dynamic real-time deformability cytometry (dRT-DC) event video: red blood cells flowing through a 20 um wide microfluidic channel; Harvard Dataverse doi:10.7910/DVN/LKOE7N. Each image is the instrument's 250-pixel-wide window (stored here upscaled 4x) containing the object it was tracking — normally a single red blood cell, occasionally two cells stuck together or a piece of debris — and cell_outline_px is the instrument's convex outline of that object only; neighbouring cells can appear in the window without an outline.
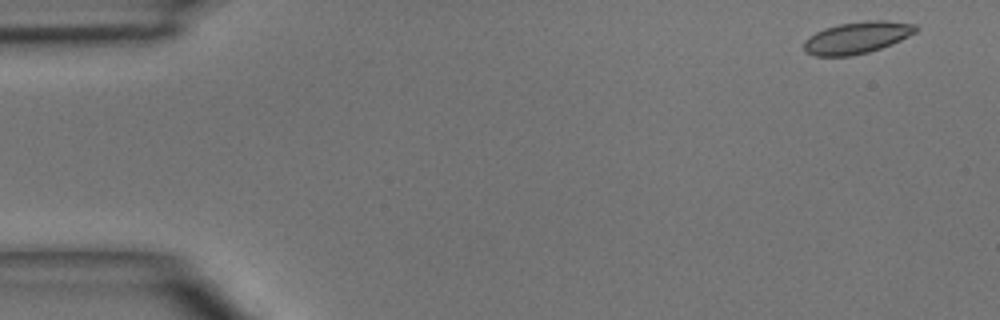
{"species": "common noctule bat (a hibernating species)", "species_latin": "Nyctalus noctula", "temperature_condition": "room temperature", "stored_images_in_passage": 4, "camera_frame_rate_fps": 3000, "um_per_image_px": 0.085, "animal": {"sex": "male", "body_mass_g": 15.6}, "frame": {"image": 1, "passage_image": 1, "time_ms": 0.0, "image_size_px": [1000, 320], "cell_outline_px": [[920, 28], [916, 32], [892, 44], [868, 52], [852, 56], [816, 56], [804, 52], [804, 40], [816, 32], [824, 28], [840, 24], [864, 20], [884, 20], [916, 24]], "centroid_in_image_um": [72.85, 3.19], "position_along_channel_um": 12.1, "area_um2": 20.87}}